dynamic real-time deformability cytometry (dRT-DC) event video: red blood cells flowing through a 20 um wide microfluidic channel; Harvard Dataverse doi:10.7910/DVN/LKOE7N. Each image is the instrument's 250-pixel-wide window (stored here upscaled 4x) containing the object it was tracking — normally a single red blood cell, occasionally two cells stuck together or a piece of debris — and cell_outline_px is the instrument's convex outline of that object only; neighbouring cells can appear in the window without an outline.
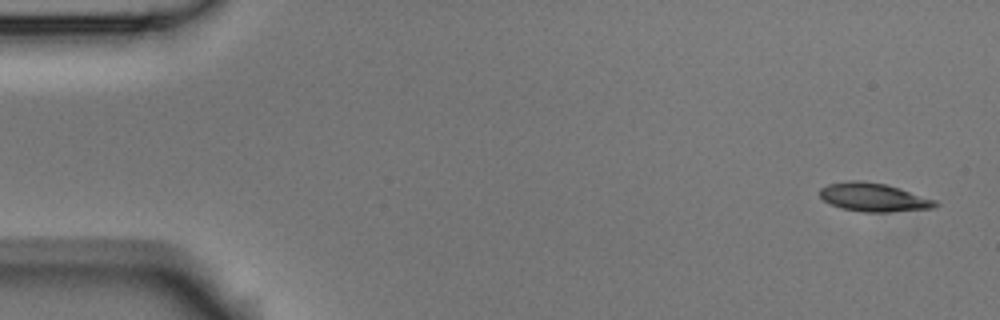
{"species": "Egyptian fruit bat (a non-hibernating species)", "species_latin": "Rousettus aegyptiacus", "temperature_condition": "room temperature", "stored_images_in_passage": 5, "camera_frame_rate_fps": 3000, "um_per_image_px": 0.085, "animal": {"sex": "male"}, "frame": {"image": 1, "passage_image": 1, "time_ms": 0.0, "image_size_px": [1000, 320], "cell_outline_px": [[940, 204], [936, 208], [888, 212], [864, 212], [840, 208], [824, 200], [820, 196], [820, 188], [828, 184], [852, 180], [860, 180], [884, 184], [900, 188], [936, 200]], "centroid_in_image_um": [74.29, 16.78], "position_along_channel_um": 10.7, "area_um2": 19.19}}
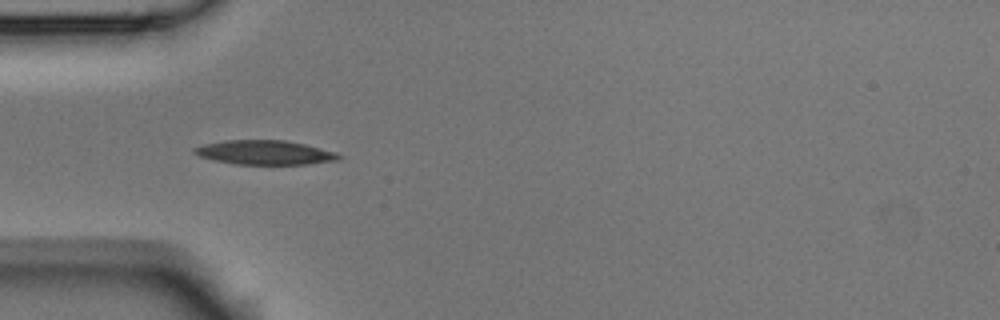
{"frame": {"image": 2, "passage_image": 4, "time_ms": 1.0, "image_size_px": [1000, 320], "cell_outline_px": [[344, 156], [340, 160], [308, 164], [236, 164], [216, 160], [200, 156], [192, 152], [192, 148], [204, 144], [224, 140], [284, 140], [304, 144], [336, 152]], "centroid_in_image_um": [22.54, 12.96], "position_along_channel_um": 62.5, "area_um2": 20.4}}
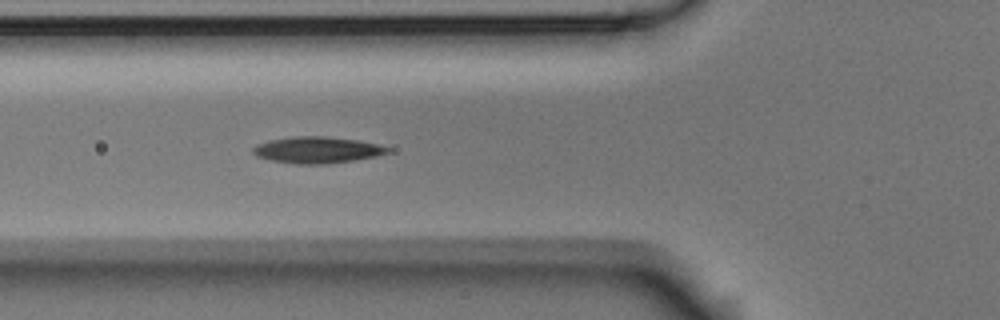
{"frame": {"image": 3, "passage_image": 5, "time_ms": 1.333, "image_size_px": [1000, 320], "cell_outline_px": [[392, 152], [376, 156], [328, 164], [296, 164], [272, 160], [256, 156], [252, 152], [252, 148], [256, 144], [268, 140], [292, 136], [324, 136], [356, 140], [376, 144], [392, 148]], "centroid_in_image_um": [26.94, 12.74], "position_along_channel_um": 98.9, "area_um2": 20.81}}